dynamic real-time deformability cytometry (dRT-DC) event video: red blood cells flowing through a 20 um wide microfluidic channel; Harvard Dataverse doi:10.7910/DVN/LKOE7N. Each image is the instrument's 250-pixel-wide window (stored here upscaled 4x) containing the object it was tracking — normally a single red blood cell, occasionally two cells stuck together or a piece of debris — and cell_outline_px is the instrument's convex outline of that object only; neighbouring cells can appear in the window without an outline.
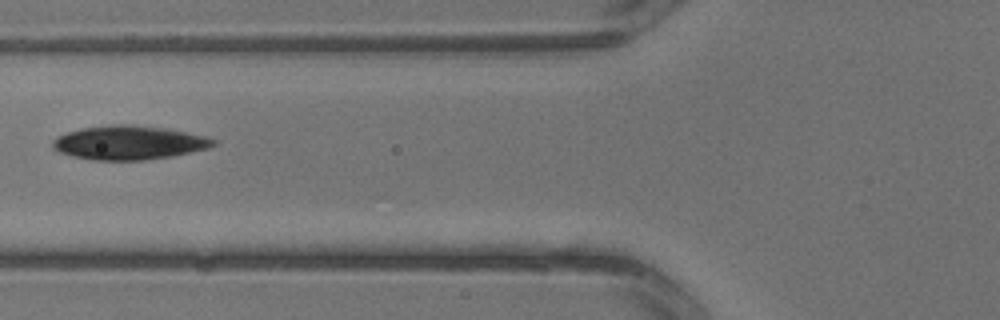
{"species": "common noctule bat (a hibernating species)", "species_latin": "Nyctalus noctula", "temperature_condition": "warm", "stored_images_in_passage": 6, "camera_frame_rate_fps": 3000, "um_per_image_px": 0.085, "animal": {"sex": "male", "body_mass_g": 13.3}, "frame": {"image": 1, "passage_image": 6, "time_ms": 1.667, "image_size_px": [1000, 320], "cell_outline_px": [[216, 144], [208, 148], [172, 156], [144, 160], [92, 160], [72, 156], [60, 152], [52, 148], [52, 140], [56, 136], [68, 132], [84, 128], [112, 124], [128, 124], [164, 128], [208, 136], [216, 140]], "centroid_in_image_um": [10.95, 12.13], "position_along_channel_um": 114.8, "area_um2": 31.73}}